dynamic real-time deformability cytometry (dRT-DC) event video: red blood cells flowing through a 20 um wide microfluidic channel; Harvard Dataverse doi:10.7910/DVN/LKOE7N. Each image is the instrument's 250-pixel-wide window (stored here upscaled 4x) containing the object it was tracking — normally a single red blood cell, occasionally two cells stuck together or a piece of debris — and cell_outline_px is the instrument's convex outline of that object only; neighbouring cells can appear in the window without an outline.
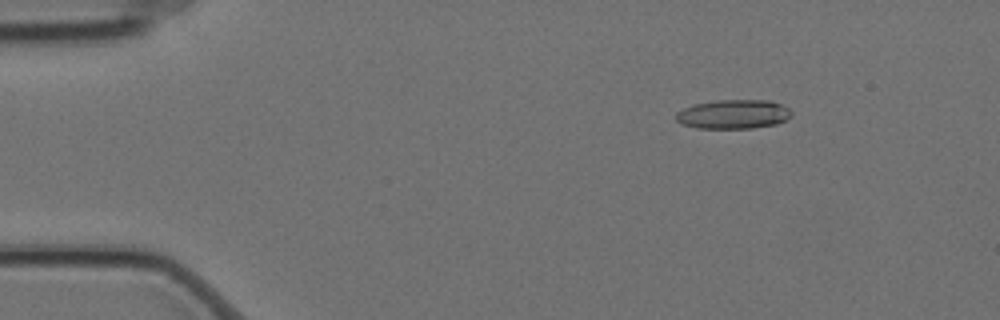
{"species": "Egyptian fruit bat (a non-hibernating species)", "species_latin": "Rousettus aegyptiacus", "temperature_condition": "cold", "stored_images_in_passage": 5, "camera_frame_rate_fps": 3000, "um_per_image_px": 0.085, "animal": {"sex": "female"}, "frame": {"image": 1, "passage_image": 2, "time_ms": 0.333, "image_size_px": [1000, 320], "cell_outline_px": [[792, 112], [784, 120], [776, 124], [752, 128], [696, 128], [680, 124], [676, 120], [676, 112], [684, 108], [696, 104], [716, 100], [768, 100], [780, 104], [788, 108]], "centroid_in_image_um": [62.29, 9.71], "position_along_channel_um": 22.7, "area_um2": 19.48}}
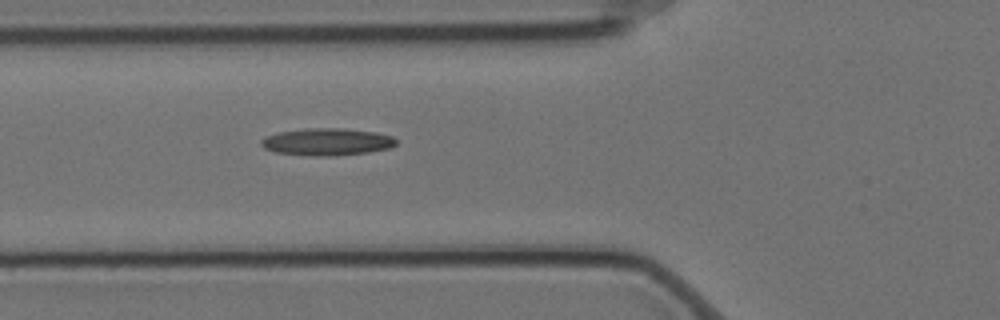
{"frame": {"image": 2, "passage_image": 5, "time_ms": 1.333, "image_size_px": [1000, 320], "cell_outline_px": [[396, 144], [388, 148], [368, 152], [328, 156], [312, 156], [276, 152], [264, 148], [260, 144], [260, 140], [268, 136], [280, 132], [304, 128], [344, 128], [376, 132], [392, 136], [396, 140]], "centroid_in_image_um": [27.79, 12.05], "position_along_channel_um": 98.0, "area_um2": 21.27}}